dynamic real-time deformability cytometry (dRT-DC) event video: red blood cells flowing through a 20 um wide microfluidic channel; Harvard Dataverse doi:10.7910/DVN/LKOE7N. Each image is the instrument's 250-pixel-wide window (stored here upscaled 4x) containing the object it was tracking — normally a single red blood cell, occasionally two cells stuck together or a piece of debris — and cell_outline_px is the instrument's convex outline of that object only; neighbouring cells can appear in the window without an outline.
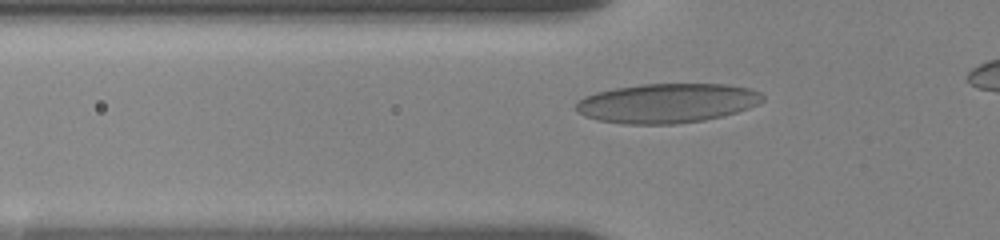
{"species": "human", "species_latin": "Homo sapiens", "temperature_condition": "room temperature", "stored_images_in_passage": 46, "camera_frame_rate_fps": 3000, "um_per_image_px": 0.085, "donor": {"sex": "female"}, "frame": {"image": 1, "passage_image": 10, "time_ms": 2.0, "image_size_px": [1000, 240], "cell_outline_px": [[764, 100], [760, 104], [724, 116], [704, 120], [676, 124], [624, 124], [596, 120], [584, 116], [576, 108], [576, 104], [584, 96], [596, 92], [616, 88], [640, 84], [728, 84], [752, 88], [760, 92], [764, 96]], "centroid_in_image_um": [56.74, 8.77], "position_along_channel_um": 69.1, "area_um2": 43.18}}
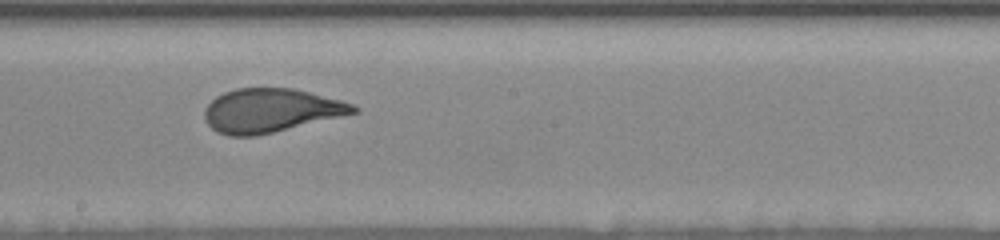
{"frame": {"image": 2, "passage_image": 31, "time_ms": 6.333, "image_size_px": [1000, 240], "cell_outline_px": [[360, 112], [256, 136], [228, 136], [216, 132], [204, 120], [204, 108], [216, 96], [224, 92], [236, 88], [292, 88], [340, 100], [352, 104], [360, 108]], "centroid_in_image_um": [22.99, 9.4], "position_along_channel_um": 225.2, "area_um2": 37.97}}
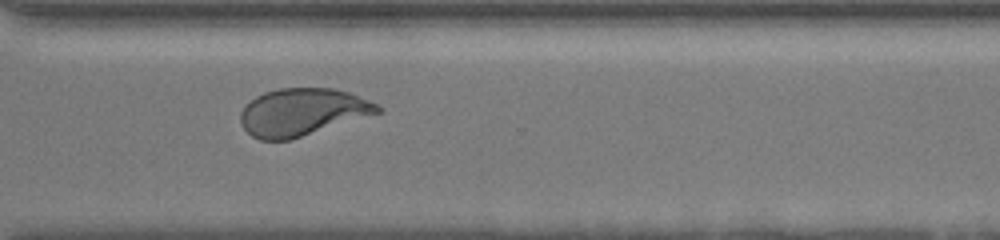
{"frame": {"image": 3, "passage_image": 45, "time_ms": 9.667, "image_size_px": [1000, 240], "cell_outline_px": [[384, 112], [288, 140], [260, 140], [252, 136], [244, 128], [240, 120], [240, 112], [256, 96], [264, 92], [280, 88], [332, 88], [348, 92], [376, 104], [384, 108]], "centroid_in_image_um": [25.72, 9.53], "position_along_channel_um": 344.9, "area_um2": 37.63}}